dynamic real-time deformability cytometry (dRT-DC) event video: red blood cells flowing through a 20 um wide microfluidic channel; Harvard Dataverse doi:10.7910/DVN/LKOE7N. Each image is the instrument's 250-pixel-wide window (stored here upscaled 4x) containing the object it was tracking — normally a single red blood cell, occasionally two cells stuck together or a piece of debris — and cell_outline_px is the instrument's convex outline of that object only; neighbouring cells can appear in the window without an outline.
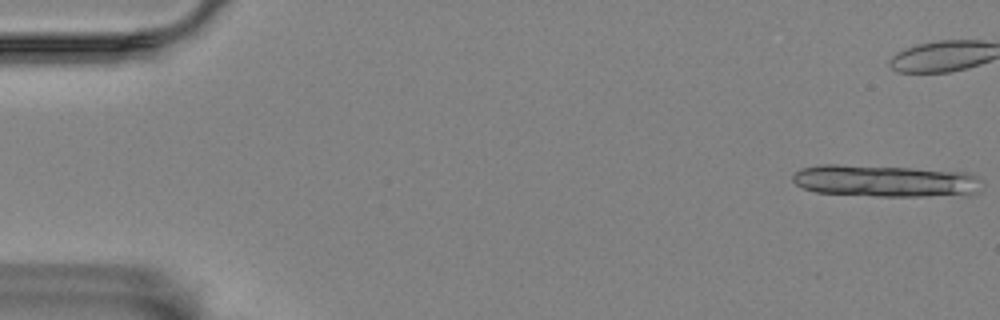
{"species": "Egyptian fruit bat (a non-hibernating species)", "species_latin": "Rousettus aegyptiacus", "temperature_condition": "room temperature", "stored_images_in_passage": 15, "camera_frame_rate_fps": 3000, "um_per_image_px": 0.085, "animal": {"sex": "female"}, "frame": {"image": 1, "passage_image": 1, "time_ms": 0.0, "image_size_px": [1000, 320], "cell_outline_px": [[976, 192], [924, 196], [876, 196], [816, 192], [804, 188], [796, 184], [792, 180], [792, 176], [800, 168], [820, 164], [836, 164], [912, 168], [968, 172], [976, 176]], "centroid_in_image_um": [75.08, 15.36], "position_along_channel_um": 9.9, "area_um2": 34.56}}